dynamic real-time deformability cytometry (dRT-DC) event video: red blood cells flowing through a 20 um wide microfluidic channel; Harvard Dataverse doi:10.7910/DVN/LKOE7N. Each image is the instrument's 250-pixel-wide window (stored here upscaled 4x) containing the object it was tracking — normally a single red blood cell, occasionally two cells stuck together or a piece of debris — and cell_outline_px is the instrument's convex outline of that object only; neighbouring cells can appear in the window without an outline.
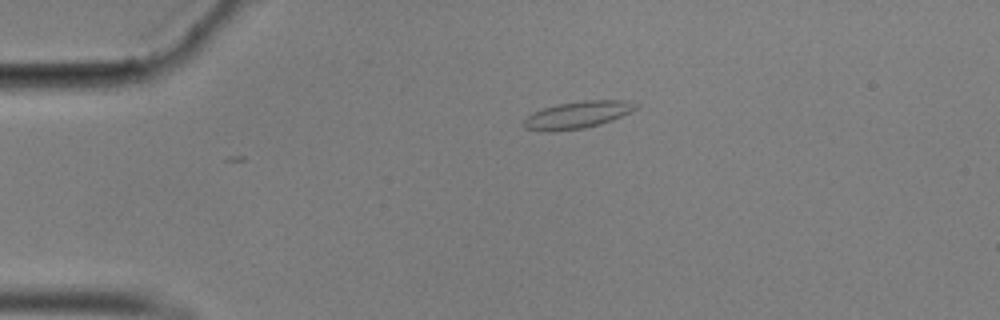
{"species": "common noctule bat (a hibernating species)", "species_latin": "Nyctalus noctula", "temperature_condition": "cold", "stored_images_in_passage": 46, "camera_frame_rate_fps": 3000, "um_per_image_px": 0.085, "animal": {"sex": "male", "body_mass_g": 17.9}, "frame": {"image": 1, "passage_image": 1, "time_ms": 0.0, "image_size_px": [1000, 320], "cell_outline_px": [[640, 104], [636, 108], [612, 120], [600, 124], [584, 128], [552, 132], [524, 128], [524, 120], [532, 112], [544, 108], [560, 104], [584, 100], [628, 100]], "centroid_in_image_um": [49.1, 9.76], "position_along_channel_um": 35.9, "area_um2": 17.51}}
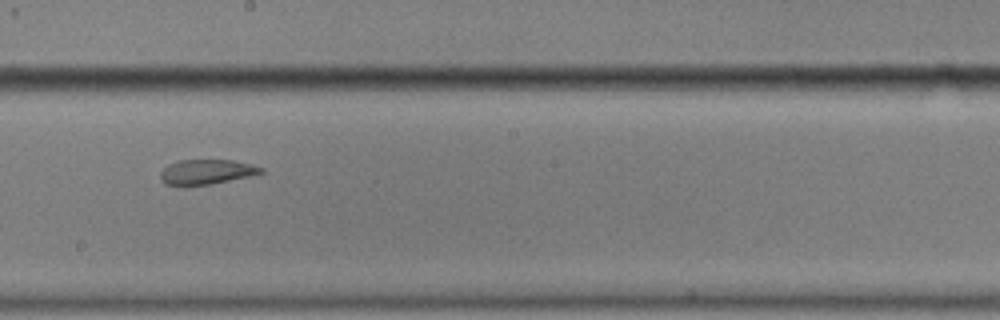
{"frame": {"image": 2, "passage_image": 21, "time_ms": 6.667, "image_size_px": [1000, 320], "cell_outline_px": [[264, 172], [248, 176], [212, 184], [188, 188], [184, 188], [164, 184], [160, 180], [160, 172], [168, 164], [180, 160], [232, 160], [264, 168]], "centroid_in_image_um": [17.45, 14.65], "position_along_channel_um": 230.8, "area_um2": 14.97}}
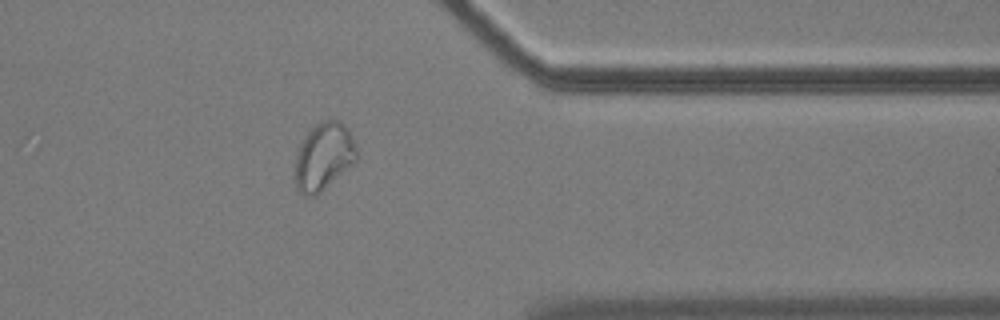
{"frame": {"image": 3, "passage_image": 35, "time_ms": 11.333, "image_size_px": [1000, 320], "cell_outline_px": [[356, 164], [316, 196], [308, 196], [300, 192], [296, 188], [296, 156], [300, 144], [304, 136], [320, 120], [340, 120], [348, 128], [356, 144]], "centroid_in_image_um": [27.55, 13.31], "position_along_channel_um": 383.8, "area_um2": 24.51}, "authors_computed_cell_mechanics": {"area_um2": 16.6464, "velocity_mm_per_s": 3.5202, "shape_relaxation_time_tau1_ms": null, "shape_relaxation_time_tau2_ms": 1.9712, "deformation_change_tau1": null, "deformation_change_tau2": 0.051}}